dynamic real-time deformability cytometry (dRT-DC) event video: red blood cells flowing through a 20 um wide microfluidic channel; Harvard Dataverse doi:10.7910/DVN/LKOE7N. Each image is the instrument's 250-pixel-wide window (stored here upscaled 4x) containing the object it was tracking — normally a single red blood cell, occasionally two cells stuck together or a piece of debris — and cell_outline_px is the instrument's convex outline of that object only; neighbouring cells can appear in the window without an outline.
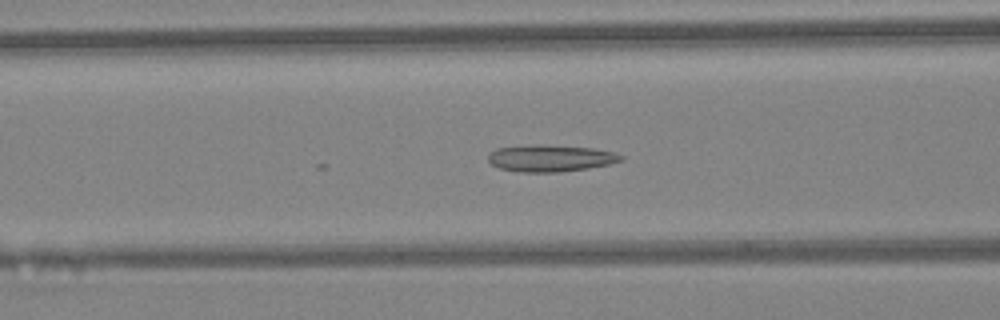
{"species": "Egyptian fruit bat (a non-hibernating species)", "species_latin": "Rousettus aegyptiacus", "temperature_condition": "warm", "stored_images_in_passage": 18, "camera_frame_rate_fps": 3000, "um_per_image_px": 0.085, "animal": {"sex": "female"}, "frame": {"image": 1, "passage_image": 18, "time_ms": 5.667, "image_size_px": [1000, 320], "cell_outline_px": [[624, 160], [608, 164], [588, 168], [560, 172], [520, 172], [500, 168], [492, 164], [488, 160], [488, 156], [496, 148], [536, 144], [592, 148], [612, 152], [624, 156]], "centroid_in_image_um": [46.79, 13.45], "position_along_channel_um": 119.8, "area_um2": 20.58}}